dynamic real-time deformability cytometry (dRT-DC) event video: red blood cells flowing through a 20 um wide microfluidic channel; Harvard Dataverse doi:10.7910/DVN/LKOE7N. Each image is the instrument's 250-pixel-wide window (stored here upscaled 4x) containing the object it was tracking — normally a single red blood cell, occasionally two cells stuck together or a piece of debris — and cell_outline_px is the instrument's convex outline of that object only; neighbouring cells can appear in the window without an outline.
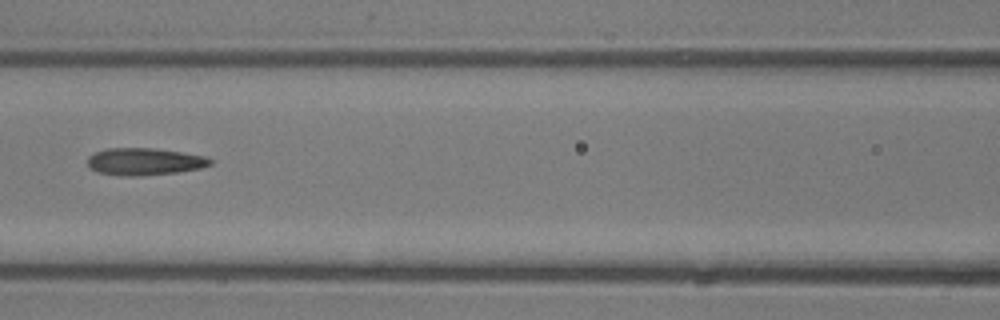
{"species": "common noctule bat (a hibernating species)", "species_latin": "Nyctalus noctula", "temperature_condition": "room temperature", "stored_images_in_passage": 6, "camera_frame_rate_fps": 3000, "um_per_image_px": 0.085, "animal": {"sex": "male", "body_mass_g": 13.3}, "frame": {"image": 1, "passage_image": 6, "time_ms": 6.667, "image_size_px": [1000, 320], "cell_outline_px": [[212, 164], [200, 168], [176, 172], [140, 176], [120, 176], [100, 172], [88, 168], [88, 156], [96, 152], [108, 148], [152, 148], [208, 156], [212, 160]], "centroid_in_image_um": [12.28, 13.73], "position_along_channel_um": 154.3, "area_um2": 19.42}}